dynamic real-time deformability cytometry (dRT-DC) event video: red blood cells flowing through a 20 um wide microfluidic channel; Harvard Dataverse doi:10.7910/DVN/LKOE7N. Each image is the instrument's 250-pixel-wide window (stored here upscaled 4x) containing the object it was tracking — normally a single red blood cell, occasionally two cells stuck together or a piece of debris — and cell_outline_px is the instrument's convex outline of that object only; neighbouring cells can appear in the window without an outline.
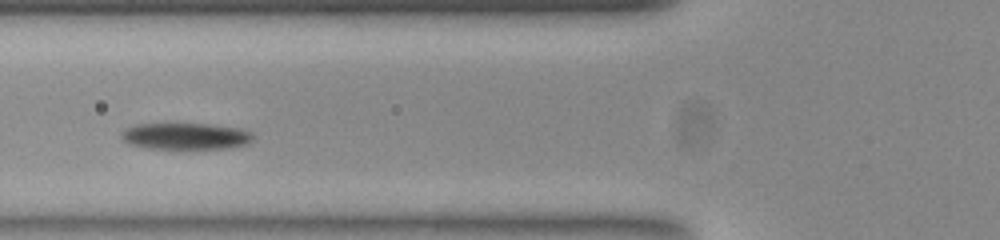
{"species": "common noctule bat (a hibernating species)", "species_latin": "Nyctalus noctula", "temperature_condition": "room temperature", "stored_images_in_passage": 44, "camera_frame_rate_fps": 3000, "um_per_image_px": 0.085, "animal": {"sex": "female", "body_mass_g": 23.0, "forearm_length_mm": 53.4}, "frame": {"image": 1, "passage_image": 9, "time_ms": 2.667, "image_size_px": [1000, 240], "cell_outline_px": [[252, 136], [244, 144], [224, 148], [152, 148], [132, 144], [124, 140], [124, 132], [128, 128], [136, 124], [204, 124], [232, 128], [248, 132]], "centroid_in_image_um": [15.72, 11.57], "position_along_channel_um": 110.1, "area_um2": 19.13}}
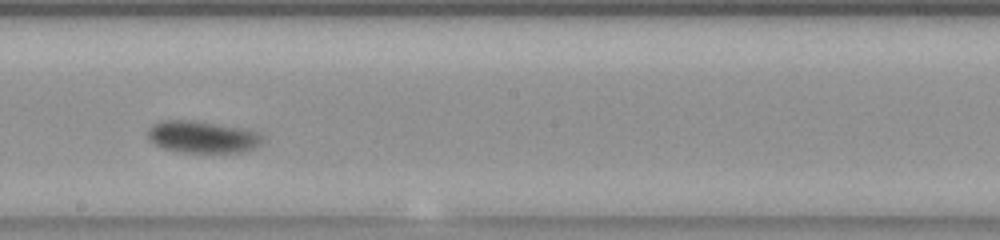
{"frame": {"image": 2, "passage_image": 19, "time_ms": 6.0, "image_size_px": [1000, 240], "cell_outline_px": [[260, 140], [252, 148], [240, 152], [184, 152], [164, 148], [156, 144], [148, 136], [148, 132], [156, 124], [164, 120], [188, 120], [212, 124], [252, 132], [260, 136]], "centroid_in_image_um": [17.1, 11.66], "position_along_channel_um": 231.1, "area_um2": 19.88}}
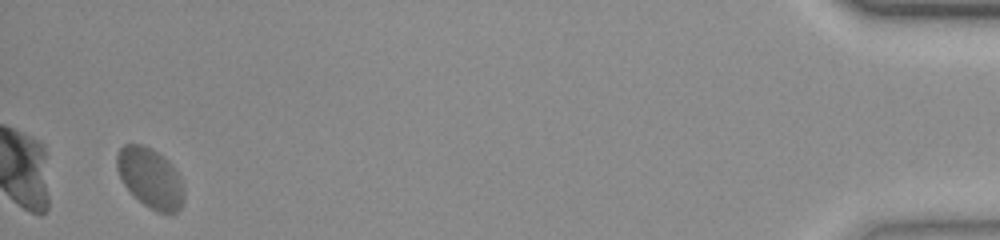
{"frame": {"image": 3, "passage_image": 42, "time_ms": 13.667, "image_size_px": [1000, 240], "cell_outline_px": [[184, 200], [180, 208], [176, 212], [160, 212], [144, 204], [124, 184], [116, 168], [116, 156], [120, 148], [124, 144], [140, 144], [152, 148], [176, 172], [184, 196]], "centroid_in_image_um": [12.72, 15.11], "position_along_channel_um": 422.5, "area_um2": 22.43}, "authors_computed_cell_mechanics": {"area_um2": 20.4901, "velocity_mm_per_s": 3.6487, "shape_relaxation_time_tau1_ms": 3.8561, "shape_relaxation_time_tau2_ms": null, "deformation_change_tau1": 0.1559, "deformation_change_tau2": null}}